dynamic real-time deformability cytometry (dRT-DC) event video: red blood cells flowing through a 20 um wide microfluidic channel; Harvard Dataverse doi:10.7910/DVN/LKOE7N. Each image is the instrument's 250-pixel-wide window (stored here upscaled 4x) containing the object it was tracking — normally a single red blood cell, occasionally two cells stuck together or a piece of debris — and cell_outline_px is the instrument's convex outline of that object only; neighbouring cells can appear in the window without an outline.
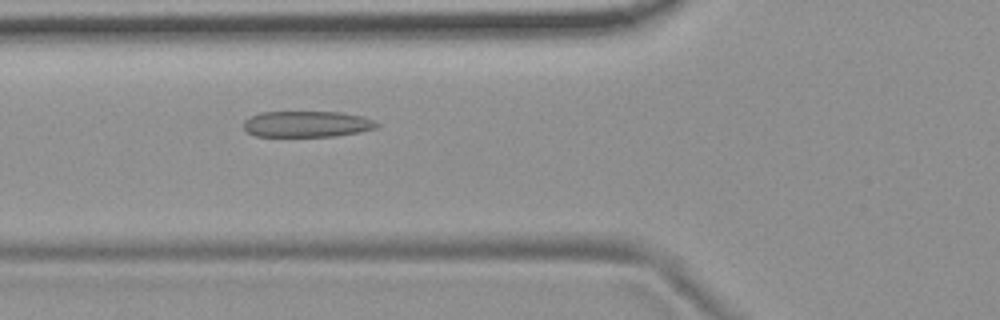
{"species": "common noctule bat (a hibernating species)", "species_latin": "Nyctalus noctula", "temperature_condition": "room temperature", "stored_images_in_passage": 6, "camera_frame_rate_fps": 3000, "um_per_image_px": 0.085, "animal": {"sex": "female", "body_mass_g": 19.9}, "frame": {"image": 1, "passage_image": 6, "time_ms": 1.667, "image_size_px": [1000, 320], "cell_outline_px": [[380, 128], [360, 132], [336, 136], [256, 136], [248, 132], [244, 128], [244, 120], [260, 112], [340, 112], [360, 116], [372, 120], [380, 124]], "centroid_in_image_um": [26.12, 10.55], "position_along_channel_um": 99.7, "area_um2": 20.23}}